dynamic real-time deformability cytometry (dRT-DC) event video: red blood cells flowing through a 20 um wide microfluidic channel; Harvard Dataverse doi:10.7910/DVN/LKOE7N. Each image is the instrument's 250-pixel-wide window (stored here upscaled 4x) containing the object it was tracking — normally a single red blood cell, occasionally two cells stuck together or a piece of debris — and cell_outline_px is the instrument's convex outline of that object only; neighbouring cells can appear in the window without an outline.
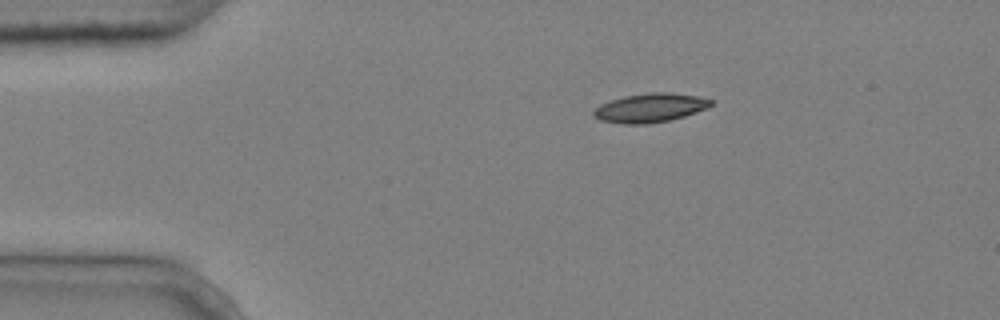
{"species": "common noctule bat (a hibernating species)", "species_latin": "Nyctalus noctula", "temperature_condition": "cold", "stored_images_in_passage": 1, "camera_frame_rate_fps": 3000, "um_per_image_px": 0.085, "animal": {"sex": "male", "body_mass_g": 20.4}, "frame": {"image": 1, "passage_image": 1, "time_ms": 0.0, "image_size_px": [1000, 320], "cell_outline_px": [[716, 100], [708, 108], [684, 116], [668, 120], [644, 124], [624, 124], [600, 120], [592, 116], [592, 112], [600, 104], [624, 96], [652, 92], [668, 92], [700, 96]], "centroid_in_image_um": [55.29, 9.16], "position_along_channel_um": 29.7, "area_um2": 19.83}}